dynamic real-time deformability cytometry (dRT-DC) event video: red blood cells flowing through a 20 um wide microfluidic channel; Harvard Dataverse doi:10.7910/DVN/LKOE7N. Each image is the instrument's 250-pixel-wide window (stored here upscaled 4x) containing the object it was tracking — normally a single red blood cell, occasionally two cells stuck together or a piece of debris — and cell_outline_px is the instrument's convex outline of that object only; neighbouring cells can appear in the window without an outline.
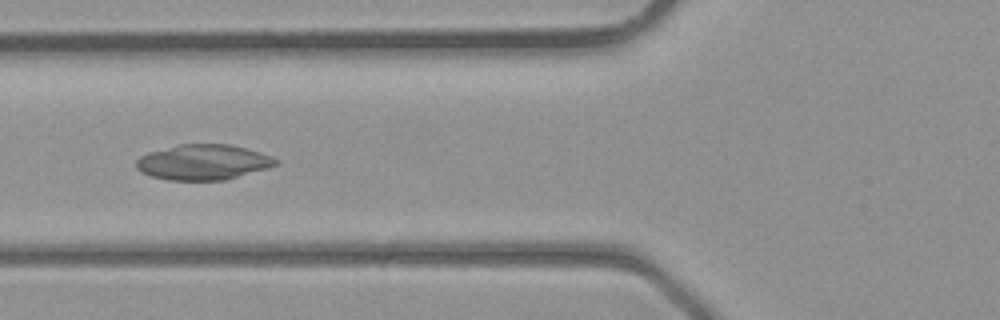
{"species": "common noctule bat (a hibernating species)", "species_latin": "Nyctalus noctula", "temperature_condition": "room temperature", "stored_images_in_passage": 33, "segment_of_instrument_passage": [1, 2], "camera_frame_rate_fps": 3000, "um_per_image_px": 0.085, "animal": {"sex": "male", "body_mass_g": 23.1, "forearm_length_mm": 52.7}, "frame": {"image": 1, "passage_image": 8, "time_ms": 2.333, "image_size_px": [1000, 320], "cell_outline_px": [[280, 164], [268, 168], [224, 180], [168, 180], [152, 176], [140, 172], [136, 168], [136, 160], [140, 156], [148, 152], [180, 144], [228, 144], [260, 152], [272, 156], [280, 160]], "centroid_in_image_um": [17.28, 13.78], "position_along_channel_um": 108.5, "area_um2": 28.78}}
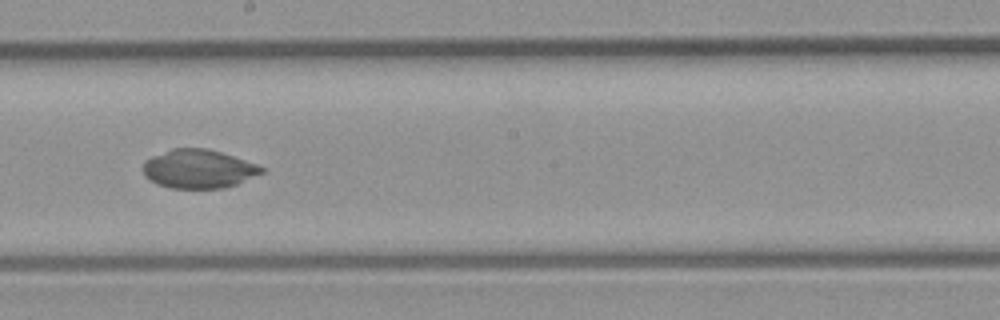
{"frame": {"image": 2, "passage_image": 15, "time_ms": 4.667, "image_size_px": [1000, 320], "cell_outline_px": [[264, 172], [236, 184], [224, 188], [172, 188], [156, 184], [144, 176], [144, 160], [152, 156], [172, 148], [208, 148], [256, 164], [264, 168]], "centroid_in_image_um": [16.84, 14.35], "position_along_channel_um": 231.4, "area_um2": 26.59}}
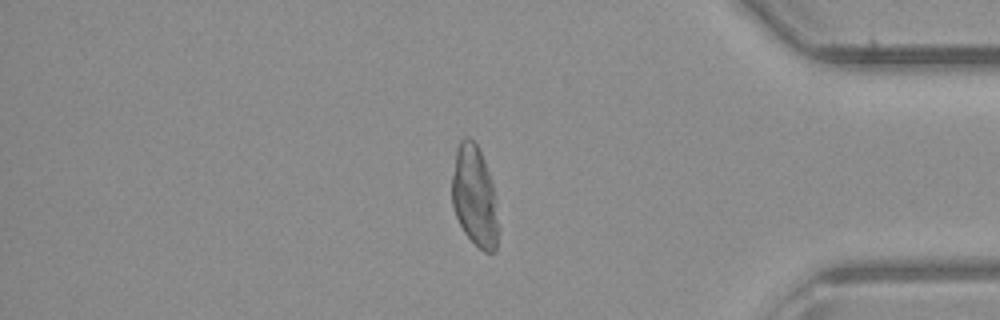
{"frame": {"image": 3, "passage_image": 26, "time_ms": 8.333, "image_size_px": [1000, 320], "cell_outline_px": [[496, 252], [484, 252], [464, 232], [456, 216], [452, 204], [452, 176], [456, 148], [460, 140], [468, 136], [476, 144], [484, 160], [496, 196]], "centroid_in_image_um": [40.31, 16.65], "position_along_channel_um": 394.9, "area_um2": 26.7}}